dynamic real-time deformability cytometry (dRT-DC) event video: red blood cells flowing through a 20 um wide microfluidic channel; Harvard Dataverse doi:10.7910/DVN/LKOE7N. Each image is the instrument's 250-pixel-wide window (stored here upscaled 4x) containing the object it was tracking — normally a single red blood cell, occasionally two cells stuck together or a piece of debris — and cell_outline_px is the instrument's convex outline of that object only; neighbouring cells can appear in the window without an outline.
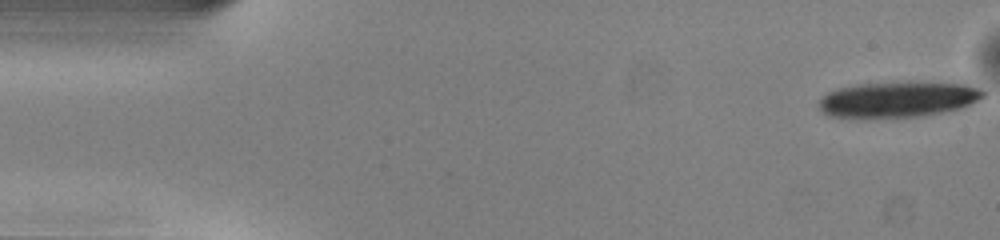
{"species": "common noctule bat (a hibernating species)", "species_latin": "Nyctalus noctula", "temperature_condition": "warm", "stored_images_in_passage": 15, "camera_frame_rate_fps": 3000, "um_per_image_px": 0.085, "animal": {"sex": "male", "body_mass_g": 13.0, "forearm_length_mm": 53.1}, "frame": {"image": 1, "passage_image": 1, "time_ms": 0.0, "image_size_px": [1000, 240], "cell_outline_px": [[984, 96], [960, 108], [920, 116], [864, 120], [828, 116], [820, 108], [820, 100], [828, 92], [836, 88], [856, 84], [908, 80], [912, 80], [968, 84], [984, 92]], "centroid_in_image_um": [76.25, 8.44], "position_along_channel_um": 8.7, "area_um2": 35.32}}